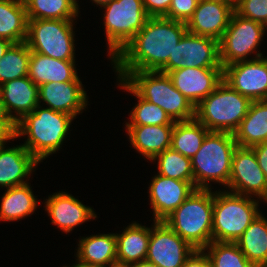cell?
Masks as SVG:
<instances>
[{"label": "cell", "mask_w": 267, "mask_h": 267, "mask_svg": "<svg viewBox=\"0 0 267 267\" xmlns=\"http://www.w3.org/2000/svg\"><path fill=\"white\" fill-rule=\"evenodd\" d=\"M186 32V23L149 17L144 27L111 61L117 78L124 80L136 71H160Z\"/></svg>", "instance_id": "obj_1"}, {"label": "cell", "mask_w": 267, "mask_h": 267, "mask_svg": "<svg viewBox=\"0 0 267 267\" xmlns=\"http://www.w3.org/2000/svg\"><path fill=\"white\" fill-rule=\"evenodd\" d=\"M75 118L38 105L15 124V138L27 137L22 145L41 163L61 149Z\"/></svg>", "instance_id": "obj_2"}, {"label": "cell", "mask_w": 267, "mask_h": 267, "mask_svg": "<svg viewBox=\"0 0 267 267\" xmlns=\"http://www.w3.org/2000/svg\"><path fill=\"white\" fill-rule=\"evenodd\" d=\"M214 191L195 189L163 221L195 249H204L212 241Z\"/></svg>", "instance_id": "obj_3"}, {"label": "cell", "mask_w": 267, "mask_h": 267, "mask_svg": "<svg viewBox=\"0 0 267 267\" xmlns=\"http://www.w3.org/2000/svg\"><path fill=\"white\" fill-rule=\"evenodd\" d=\"M234 135L228 132L209 131L201 148L191 158L193 181L196 189H212L213 183L227 188L232 158L237 147Z\"/></svg>", "instance_id": "obj_4"}, {"label": "cell", "mask_w": 267, "mask_h": 267, "mask_svg": "<svg viewBox=\"0 0 267 267\" xmlns=\"http://www.w3.org/2000/svg\"><path fill=\"white\" fill-rule=\"evenodd\" d=\"M254 198L223 189L214 191L213 241L235 243L241 237L261 212L259 203L262 200Z\"/></svg>", "instance_id": "obj_5"}, {"label": "cell", "mask_w": 267, "mask_h": 267, "mask_svg": "<svg viewBox=\"0 0 267 267\" xmlns=\"http://www.w3.org/2000/svg\"><path fill=\"white\" fill-rule=\"evenodd\" d=\"M252 101L224 80L195 107V119L209 131L234 133Z\"/></svg>", "instance_id": "obj_6"}, {"label": "cell", "mask_w": 267, "mask_h": 267, "mask_svg": "<svg viewBox=\"0 0 267 267\" xmlns=\"http://www.w3.org/2000/svg\"><path fill=\"white\" fill-rule=\"evenodd\" d=\"M124 81L143 99L159 106L174 122L195 119V107L159 71L131 72Z\"/></svg>", "instance_id": "obj_7"}, {"label": "cell", "mask_w": 267, "mask_h": 267, "mask_svg": "<svg viewBox=\"0 0 267 267\" xmlns=\"http://www.w3.org/2000/svg\"><path fill=\"white\" fill-rule=\"evenodd\" d=\"M108 58L113 60L144 27L149 16L142 0H112L102 6Z\"/></svg>", "instance_id": "obj_8"}, {"label": "cell", "mask_w": 267, "mask_h": 267, "mask_svg": "<svg viewBox=\"0 0 267 267\" xmlns=\"http://www.w3.org/2000/svg\"><path fill=\"white\" fill-rule=\"evenodd\" d=\"M74 21L28 19L25 42L32 52L59 60H76Z\"/></svg>", "instance_id": "obj_9"}, {"label": "cell", "mask_w": 267, "mask_h": 267, "mask_svg": "<svg viewBox=\"0 0 267 267\" xmlns=\"http://www.w3.org/2000/svg\"><path fill=\"white\" fill-rule=\"evenodd\" d=\"M265 25L257 21L248 20L234 12L229 26L224 31L219 41L220 62L224 68L230 64L262 57L261 51L257 50L265 36ZM248 57V58H247Z\"/></svg>", "instance_id": "obj_10"}, {"label": "cell", "mask_w": 267, "mask_h": 267, "mask_svg": "<svg viewBox=\"0 0 267 267\" xmlns=\"http://www.w3.org/2000/svg\"><path fill=\"white\" fill-rule=\"evenodd\" d=\"M185 67H222L219 41L187 31L175 46L173 54H170L167 64L159 72L168 74Z\"/></svg>", "instance_id": "obj_11"}, {"label": "cell", "mask_w": 267, "mask_h": 267, "mask_svg": "<svg viewBox=\"0 0 267 267\" xmlns=\"http://www.w3.org/2000/svg\"><path fill=\"white\" fill-rule=\"evenodd\" d=\"M227 189L236 194L255 197L267 204V178L252 148H235Z\"/></svg>", "instance_id": "obj_12"}, {"label": "cell", "mask_w": 267, "mask_h": 267, "mask_svg": "<svg viewBox=\"0 0 267 267\" xmlns=\"http://www.w3.org/2000/svg\"><path fill=\"white\" fill-rule=\"evenodd\" d=\"M146 260L158 267H182L195 250L164 221H153Z\"/></svg>", "instance_id": "obj_13"}, {"label": "cell", "mask_w": 267, "mask_h": 267, "mask_svg": "<svg viewBox=\"0 0 267 267\" xmlns=\"http://www.w3.org/2000/svg\"><path fill=\"white\" fill-rule=\"evenodd\" d=\"M251 58L225 66L223 80L251 101L267 100V56Z\"/></svg>", "instance_id": "obj_14"}, {"label": "cell", "mask_w": 267, "mask_h": 267, "mask_svg": "<svg viewBox=\"0 0 267 267\" xmlns=\"http://www.w3.org/2000/svg\"><path fill=\"white\" fill-rule=\"evenodd\" d=\"M174 87L196 107L223 80V67H185L170 71Z\"/></svg>", "instance_id": "obj_15"}, {"label": "cell", "mask_w": 267, "mask_h": 267, "mask_svg": "<svg viewBox=\"0 0 267 267\" xmlns=\"http://www.w3.org/2000/svg\"><path fill=\"white\" fill-rule=\"evenodd\" d=\"M148 188L153 221H163L196 189L194 181L177 180L159 174L152 177Z\"/></svg>", "instance_id": "obj_16"}, {"label": "cell", "mask_w": 267, "mask_h": 267, "mask_svg": "<svg viewBox=\"0 0 267 267\" xmlns=\"http://www.w3.org/2000/svg\"><path fill=\"white\" fill-rule=\"evenodd\" d=\"M236 3L198 1L196 10L186 23L187 31L220 41L229 26Z\"/></svg>", "instance_id": "obj_17"}, {"label": "cell", "mask_w": 267, "mask_h": 267, "mask_svg": "<svg viewBox=\"0 0 267 267\" xmlns=\"http://www.w3.org/2000/svg\"><path fill=\"white\" fill-rule=\"evenodd\" d=\"M45 211L51 223L65 233H70L76 226L97 218L94 208L84 205L68 192L59 191L44 199Z\"/></svg>", "instance_id": "obj_18"}, {"label": "cell", "mask_w": 267, "mask_h": 267, "mask_svg": "<svg viewBox=\"0 0 267 267\" xmlns=\"http://www.w3.org/2000/svg\"><path fill=\"white\" fill-rule=\"evenodd\" d=\"M82 82H48L39 86V105L73 116L83 112L88 96Z\"/></svg>", "instance_id": "obj_19"}, {"label": "cell", "mask_w": 267, "mask_h": 267, "mask_svg": "<svg viewBox=\"0 0 267 267\" xmlns=\"http://www.w3.org/2000/svg\"><path fill=\"white\" fill-rule=\"evenodd\" d=\"M0 97L8 117L14 124L39 105V86L28 76L0 85Z\"/></svg>", "instance_id": "obj_20"}, {"label": "cell", "mask_w": 267, "mask_h": 267, "mask_svg": "<svg viewBox=\"0 0 267 267\" xmlns=\"http://www.w3.org/2000/svg\"><path fill=\"white\" fill-rule=\"evenodd\" d=\"M0 148V187L9 189L28 183L40 162L21 144Z\"/></svg>", "instance_id": "obj_21"}, {"label": "cell", "mask_w": 267, "mask_h": 267, "mask_svg": "<svg viewBox=\"0 0 267 267\" xmlns=\"http://www.w3.org/2000/svg\"><path fill=\"white\" fill-rule=\"evenodd\" d=\"M75 60H59L31 51L28 77L37 85L48 82H81Z\"/></svg>", "instance_id": "obj_22"}, {"label": "cell", "mask_w": 267, "mask_h": 267, "mask_svg": "<svg viewBox=\"0 0 267 267\" xmlns=\"http://www.w3.org/2000/svg\"><path fill=\"white\" fill-rule=\"evenodd\" d=\"M174 125L126 126L130 144L147 160L171 148Z\"/></svg>", "instance_id": "obj_23"}, {"label": "cell", "mask_w": 267, "mask_h": 267, "mask_svg": "<svg viewBox=\"0 0 267 267\" xmlns=\"http://www.w3.org/2000/svg\"><path fill=\"white\" fill-rule=\"evenodd\" d=\"M76 260L78 262L109 267L117 263V241L115 233H98L79 239Z\"/></svg>", "instance_id": "obj_24"}, {"label": "cell", "mask_w": 267, "mask_h": 267, "mask_svg": "<svg viewBox=\"0 0 267 267\" xmlns=\"http://www.w3.org/2000/svg\"><path fill=\"white\" fill-rule=\"evenodd\" d=\"M117 263L129 265L146 259L150 239V227L134 221L122 233H115Z\"/></svg>", "instance_id": "obj_25"}, {"label": "cell", "mask_w": 267, "mask_h": 267, "mask_svg": "<svg viewBox=\"0 0 267 267\" xmlns=\"http://www.w3.org/2000/svg\"><path fill=\"white\" fill-rule=\"evenodd\" d=\"M240 147L267 142V100L252 101L248 113L233 133Z\"/></svg>", "instance_id": "obj_26"}, {"label": "cell", "mask_w": 267, "mask_h": 267, "mask_svg": "<svg viewBox=\"0 0 267 267\" xmlns=\"http://www.w3.org/2000/svg\"><path fill=\"white\" fill-rule=\"evenodd\" d=\"M5 191L0 200V221H20L33 215L39 202L29 182Z\"/></svg>", "instance_id": "obj_27"}, {"label": "cell", "mask_w": 267, "mask_h": 267, "mask_svg": "<svg viewBox=\"0 0 267 267\" xmlns=\"http://www.w3.org/2000/svg\"><path fill=\"white\" fill-rule=\"evenodd\" d=\"M235 243L255 267L267 265V218L262 212Z\"/></svg>", "instance_id": "obj_28"}, {"label": "cell", "mask_w": 267, "mask_h": 267, "mask_svg": "<svg viewBox=\"0 0 267 267\" xmlns=\"http://www.w3.org/2000/svg\"><path fill=\"white\" fill-rule=\"evenodd\" d=\"M28 18L23 0H0V38L13 44L26 41Z\"/></svg>", "instance_id": "obj_29"}, {"label": "cell", "mask_w": 267, "mask_h": 267, "mask_svg": "<svg viewBox=\"0 0 267 267\" xmlns=\"http://www.w3.org/2000/svg\"><path fill=\"white\" fill-rule=\"evenodd\" d=\"M28 19L76 20L80 14L77 0H23Z\"/></svg>", "instance_id": "obj_30"}, {"label": "cell", "mask_w": 267, "mask_h": 267, "mask_svg": "<svg viewBox=\"0 0 267 267\" xmlns=\"http://www.w3.org/2000/svg\"><path fill=\"white\" fill-rule=\"evenodd\" d=\"M209 130L196 119L175 122L171 148L185 157L192 158L201 148Z\"/></svg>", "instance_id": "obj_31"}, {"label": "cell", "mask_w": 267, "mask_h": 267, "mask_svg": "<svg viewBox=\"0 0 267 267\" xmlns=\"http://www.w3.org/2000/svg\"><path fill=\"white\" fill-rule=\"evenodd\" d=\"M118 86L137 97L138 103L130 111V120L125 126L174 125L175 122L159 106L141 98L123 79L117 78Z\"/></svg>", "instance_id": "obj_32"}, {"label": "cell", "mask_w": 267, "mask_h": 267, "mask_svg": "<svg viewBox=\"0 0 267 267\" xmlns=\"http://www.w3.org/2000/svg\"><path fill=\"white\" fill-rule=\"evenodd\" d=\"M31 51L26 42L12 44L0 59V85L28 76Z\"/></svg>", "instance_id": "obj_33"}, {"label": "cell", "mask_w": 267, "mask_h": 267, "mask_svg": "<svg viewBox=\"0 0 267 267\" xmlns=\"http://www.w3.org/2000/svg\"><path fill=\"white\" fill-rule=\"evenodd\" d=\"M156 161L157 174L177 180L193 181L191 158L169 148L156 155L150 162Z\"/></svg>", "instance_id": "obj_34"}, {"label": "cell", "mask_w": 267, "mask_h": 267, "mask_svg": "<svg viewBox=\"0 0 267 267\" xmlns=\"http://www.w3.org/2000/svg\"><path fill=\"white\" fill-rule=\"evenodd\" d=\"M203 250L208 255L212 267H255L236 243L212 241Z\"/></svg>", "instance_id": "obj_35"}, {"label": "cell", "mask_w": 267, "mask_h": 267, "mask_svg": "<svg viewBox=\"0 0 267 267\" xmlns=\"http://www.w3.org/2000/svg\"><path fill=\"white\" fill-rule=\"evenodd\" d=\"M235 12L241 17L267 23V0H236Z\"/></svg>", "instance_id": "obj_36"}, {"label": "cell", "mask_w": 267, "mask_h": 267, "mask_svg": "<svg viewBox=\"0 0 267 267\" xmlns=\"http://www.w3.org/2000/svg\"><path fill=\"white\" fill-rule=\"evenodd\" d=\"M198 0H172L168 13L164 16L167 19L187 23L194 14Z\"/></svg>", "instance_id": "obj_37"}, {"label": "cell", "mask_w": 267, "mask_h": 267, "mask_svg": "<svg viewBox=\"0 0 267 267\" xmlns=\"http://www.w3.org/2000/svg\"><path fill=\"white\" fill-rule=\"evenodd\" d=\"M149 17H164L170 8L172 0H142Z\"/></svg>", "instance_id": "obj_38"}, {"label": "cell", "mask_w": 267, "mask_h": 267, "mask_svg": "<svg viewBox=\"0 0 267 267\" xmlns=\"http://www.w3.org/2000/svg\"><path fill=\"white\" fill-rule=\"evenodd\" d=\"M182 267H212L208 255L203 249H195Z\"/></svg>", "instance_id": "obj_39"}, {"label": "cell", "mask_w": 267, "mask_h": 267, "mask_svg": "<svg viewBox=\"0 0 267 267\" xmlns=\"http://www.w3.org/2000/svg\"><path fill=\"white\" fill-rule=\"evenodd\" d=\"M0 134L6 136L15 135V124L8 117L0 97Z\"/></svg>", "instance_id": "obj_40"}, {"label": "cell", "mask_w": 267, "mask_h": 267, "mask_svg": "<svg viewBox=\"0 0 267 267\" xmlns=\"http://www.w3.org/2000/svg\"><path fill=\"white\" fill-rule=\"evenodd\" d=\"M254 150L260 169L267 178V142L251 147Z\"/></svg>", "instance_id": "obj_41"}, {"label": "cell", "mask_w": 267, "mask_h": 267, "mask_svg": "<svg viewBox=\"0 0 267 267\" xmlns=\"http://www.w3.org/2000/svg\"><path fill=\"white\" fill-rule=\"evenodd\" d=\"M13 43L0 38V59L5 55V52L8 50V48L12 45Z\"/></svg>", "instance_id": "obj_42"}, {"label": "cell", "mask_w": 267, "mask_h": 267, "mask_svg": "<svg viewBox=\"0 0 267 267\" xmlns=\"http://www.w3.org/2000/svg\"><path fill=\"white\" fill-rule=\"evenodd\" d=\"M130 267H158L157 265H155L153 262H150L148 260H142L139 262H135L132 264H129Z\"/></svg>", "instance_id": "obj_43"}, {"label": "cell", "mask_w": 267, "mask_h": 267, "mask_svg": "<svg viewBox=\"0 0 267 267\" xmlns=\"http://www.w3.org/2000/svg\"><path fill=\"white\" fill-rule=\"evenodd\" d=\"M76 263L73 264L72 266H63V267H101V266H94V265H88V264H84V263H81V262H78L77 260L75 261Z\"/></svg>", "instance_id": "obj_44"}, {"label": "cell", "mask_w": 267, "mask_h": 267, "mask_svg": "<svg viewBox=\"0 0 267 267\" xmlns=\"http://www.w3.org/2000/svg\"><path fill=\"white\" fill-rule=\"evenodd\" d=\"M92 4L95 3L98 6H100L99 8H102V6L110 3L112 0H91Z\"/></svg>", "instance_id": "obj_45"}, {"label": "cell", "mask_w": 267, "mask_h": 267, "mask_svg": "<svg viewBox=\"0 0 267 267\" xmlns=\"http://www.w3.org/2000/svg\"><path fill=\"white\" fill-rule=\"evenodd\" d=\"M198 1H216V2H224V3H236V0H198Z\"/></svg>", "instance_id": "obj_46"}, {"label": "cell", "mask_w": 267, "mask_h": 267, "mask_svg": "<svg viewBox=\"0 0 267 267\" xmlns=\"http://www.w3.org/2000/svg\"><path fill=\"white\" fill-rule=\"evenodd\" d=\"M16 139L15 137H12V138H10L9 140H0V148H1V146L4 144V143H8V141L10 142V140H12V141H14V140Z\"/></svg>", "instance_id": "obj_47"}, {"label": "cell", "mask_w": 267, "mask_h": 267, "mask_svg": "<svg viewBox=\"0 0 267 267\" xmlns=\"http://www.w3.org/2000/svg\"><path fill=\"white\" fill-rule=\"evenodd\" d=\"M109 267H130L129 265H125V264H119V263H116V264H113Z\"/></svg>", "instance_id": "obj_48"}, {"label": "cell", "mask_w": 267, "mask_h": 267, "mask_svg": "<svg viewBox=\"0 0 267 267\" xmlns=\"http://www.w3.org/2000/svg\"><path fill=\"white\" fill-rule=\"evenodd\" d=\"M12 137H14V136H6V135H1L0 134V140H9Z\"/></svg>", "instance_id": "obj_49"}]
</instances>
